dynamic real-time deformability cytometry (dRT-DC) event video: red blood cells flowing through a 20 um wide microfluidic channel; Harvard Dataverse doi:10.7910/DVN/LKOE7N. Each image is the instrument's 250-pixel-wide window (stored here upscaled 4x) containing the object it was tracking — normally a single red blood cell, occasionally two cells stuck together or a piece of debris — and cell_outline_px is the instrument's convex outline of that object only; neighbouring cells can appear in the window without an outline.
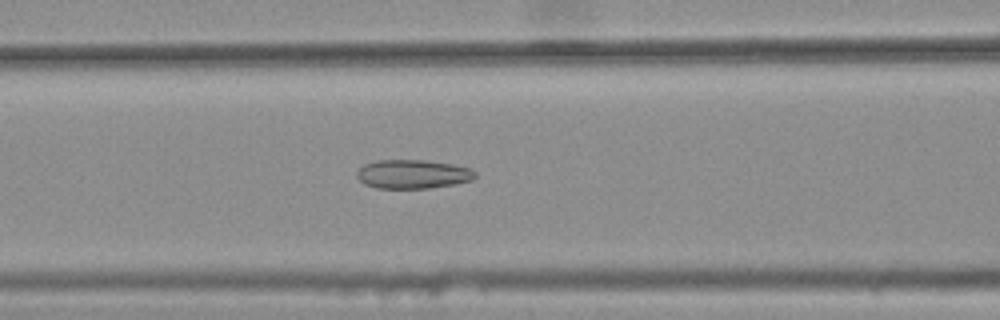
{"species": "common noctule bat (a hibernating species)", "species_latin": "Nyctalus noctula", "temperature_condition": "warm", "stored_images_in_passage": 47, "camera_frame_rate_fps": 3000, "um_per_image_px": 0.085, "animal": {"sex": "female", "body_mass_g": 25.1}, "frame": {"image": 1, "passage_image": 22, "time_ms": 7.0, "image_size_px": [1000, 320], "cell_outline_px": [[476, 176], [472, 180], [452, 184], [428, 188], [376, 188], [364, 184], [356, 176], [356, 172], [364, 164], [376, 160], [424, 160], [452, 164], [472, 168], [476, 172]], "centroid_in_image_um": [35.08, 14.79], "position_along_channel_um": 131.5, "area_um2": 19.94}}
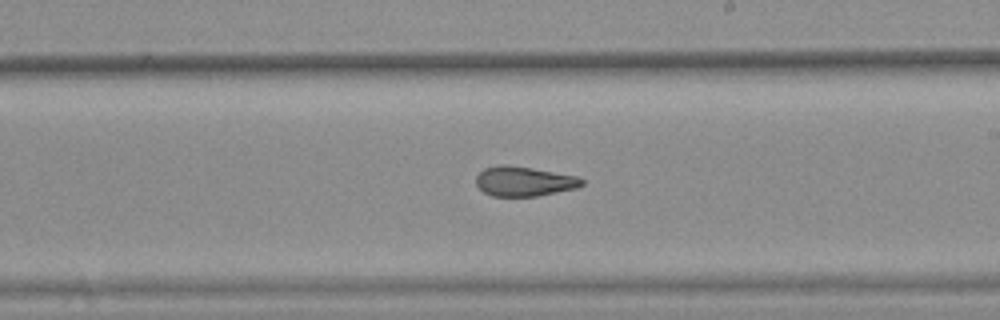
{"frame": {"image": 2, "passage_image": 31, "time_ms": 10.0, "image_size_px": [1000, 320], "cell_outline_px": [[584, 184], [576, 188], [536, 196], [492, 196], [484, 192], [476, 184], [476, 176], [484, 168], [496, 164], [504, 164], [532, 168], [580, 176], [584, 180]], "centroid_in_image_um": [44.55, 15.4], "position_along_channel_um": 244.5, "area_um2": 18.44}}
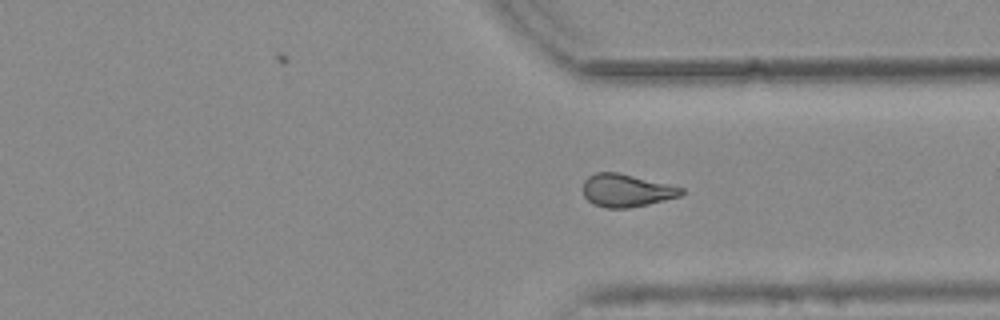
{"frame": {"image": 3, "passage_image": 40, "time_ms": 13.0, "image_size_px": [1000, 320], "cell_outline_px": [[684, 192], [680, 196], [648, 204], [628, 208], [608, 208], [592, 204], [584, 196], [584, 180], [588, 176], [596, 172], [616, 172], [668, 184], [684, 188]], "centroid_in_image_um": [53.23, 16.19], "position_along_channel_um": 358.2, "area_um2": 18.61}, "authors_computed_cell_mechanics": {"area_um2": 19.4208, "velocity_mm_per_s": 3.7765, "shape_relaxation_time_tau1_ms": null, "shape_relaxation_time_tau2_ms": 2.2912, "deformation_change_tau1": null, "deformation_change_tau2": 0.1071}}